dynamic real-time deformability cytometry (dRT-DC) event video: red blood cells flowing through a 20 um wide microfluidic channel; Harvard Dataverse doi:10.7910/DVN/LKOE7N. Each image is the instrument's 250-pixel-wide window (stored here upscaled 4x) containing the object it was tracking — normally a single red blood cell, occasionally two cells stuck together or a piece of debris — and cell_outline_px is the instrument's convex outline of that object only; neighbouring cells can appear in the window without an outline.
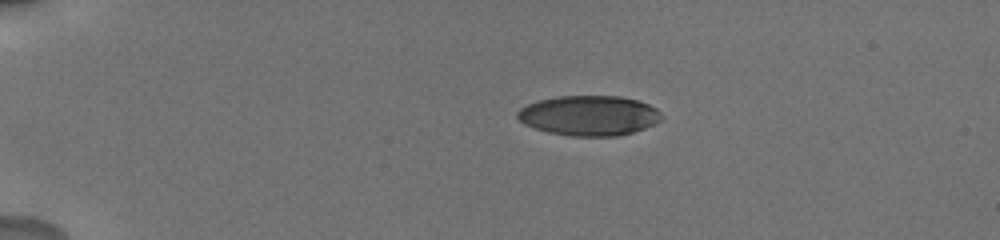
{"species": "human", "species_latin": "Homo sapiens", "temperature_condition": "cold", "stored_images_in_passage": 20, "camera_frame_rate_fps": 3000, "um_per_image_px": 0.085, "donor": {"sex": "male"}, "frame": {"image": 1, "passage_image": 1, "time_ms": 0.0, "image_size_px": [1000, 240], "cell_outline_px": [[664, 116], [656, 124], [620, 136], [572, 136], [548, 132], [524, 124], [516, 116], [516, 112], [520, 108], [536, 100], [560, 96], [620, 96], [636, 100], [648, 104], [656, 108]], "centroid_in_image_um": [50.08, 9.82], "position_along_channel_um": 34.9, "area_um2": 33.7}}